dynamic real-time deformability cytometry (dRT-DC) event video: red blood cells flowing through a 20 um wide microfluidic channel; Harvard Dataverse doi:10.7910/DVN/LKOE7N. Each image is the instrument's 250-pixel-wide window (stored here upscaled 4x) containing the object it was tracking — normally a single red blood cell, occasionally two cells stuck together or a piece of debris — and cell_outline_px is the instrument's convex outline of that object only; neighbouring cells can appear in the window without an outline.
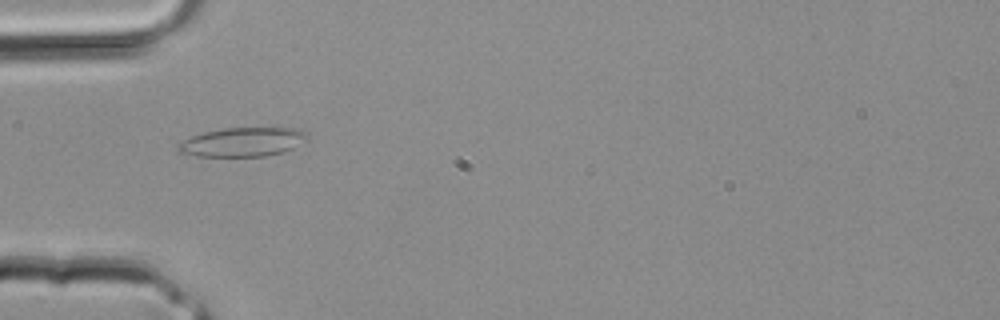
{"species": "common noctule bat (a hibernating species)", "species_latin": "Nyctalus noctula", "temperature_condition": "room temperature", "stored_images_in_passage": 2, "camera_frame_rate_fps": 3000, "um_per_image_px": 0.085, "animal": {"sex": "male", "body_mass_g": 20.4}, "frame": {"image": 1, "passage_image": 2, "time_ms": 0.333, "image_size_px": [1000, 320], "cell_outline_px": [[308, 136], [292, 148], [284, 152], [264, 156], [196, 156], [180, 152], [176, 148], [184, 140], [192, 136], [204, 132], [224, 128], [296, 128], [308, 132]], "centroid_in_image_um": [20.62, 12.07], "position_along_channel_um": 64.4, "area_um2": 21.56}}